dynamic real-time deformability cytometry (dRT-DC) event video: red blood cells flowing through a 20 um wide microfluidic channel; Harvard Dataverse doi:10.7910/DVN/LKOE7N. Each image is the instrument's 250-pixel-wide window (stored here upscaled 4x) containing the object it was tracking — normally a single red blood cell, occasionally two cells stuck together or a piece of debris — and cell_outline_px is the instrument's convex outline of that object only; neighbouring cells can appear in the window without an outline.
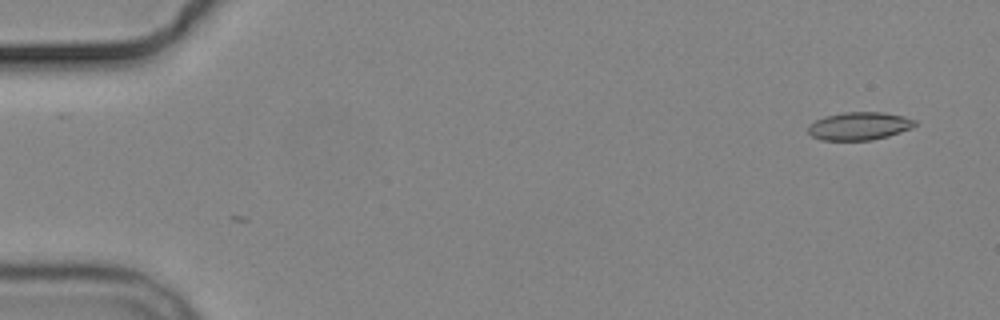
{"species": "common noctule bat (a hibernating species)", "species_latin": "Nyctalus noctula", "temperature_condition": "cold", "stored_images_in_passage": 2, "camera_frame_rate_fps": 3000, "um_per_image_px": 0.085, "animal": {"sex": "male", "body_mass_g": 19.2, "forearm_length_mm": 51.8}, "frame": {"image": 1, "passage_image": 2, "time_ms": 1.333, "image_size_px": [1000, 320], "cell_outline_px": [[916, 124], [912, 128], [888, 136], [872, 140], [820, 140], [812, 136], [808, 132], [808, 124], [824, 116], [844, 112], [884, 112], [904, 116], [916, 120]], "centroid_in_image_um": [73.03, 10.71], "position_along_channel_um": 12.0, "area_um2": 17.51}}